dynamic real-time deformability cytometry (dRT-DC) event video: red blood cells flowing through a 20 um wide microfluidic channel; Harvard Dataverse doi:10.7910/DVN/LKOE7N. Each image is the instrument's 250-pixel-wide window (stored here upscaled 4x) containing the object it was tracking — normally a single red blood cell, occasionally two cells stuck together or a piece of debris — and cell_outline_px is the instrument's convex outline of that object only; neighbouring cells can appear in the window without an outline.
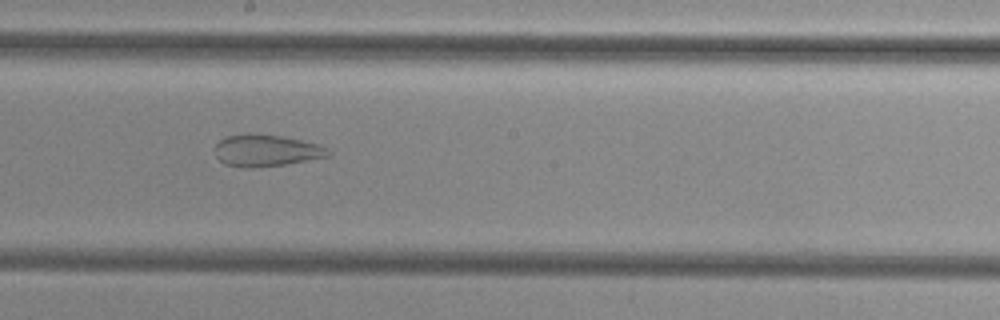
{"species": "common noctule bat (a hibernating species)", "species_latin": "Nyctalus noctula", "temperature_condition": "cold", "stored_images_in_passage": 42, "camera_frame_rate_fps": 3000, "um_per_image_px": 0.085, "animal": {"sex": "female", "body_mass_g": 29.2, "forearm_length_mm": 56.3}, "frame": {"image": 1, "passage_image": 19, "time_ms": 6.0, "image_size_px": [1000, 320], "cell_outline_px": [[332, 156], [284, 164], [256, 168], [244, 168], [224, 164], [216, 156], [212, 148], [224, 136], [280, 136], [300, 140], [316, 144], [328, 148], [332, 152]], "centroid_in_image_um": [22.63, 12.84], "position_along_channel_um": 225.6, "area_um2": 20.58}}
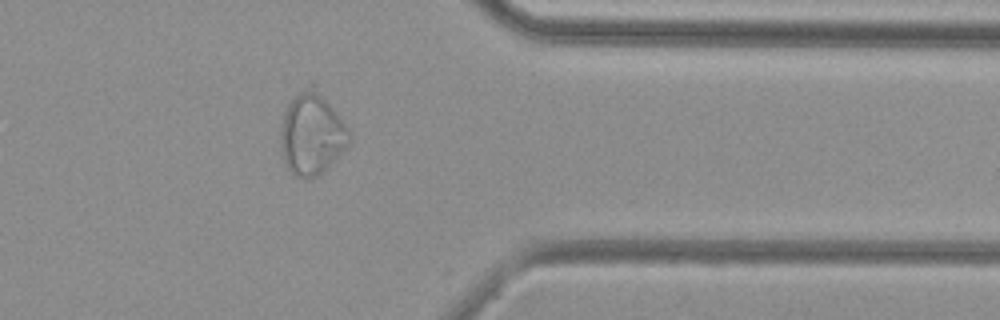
{"frame": {"image": 2, "passage_image": 32, "time_ms": 10.333, "image_size_px": [1000, 320], "cell_outline_px": [[352, 140], [328, 168], [316, 176], [304, 180], [296, 176], [288, 168], [284, 160], [280, 148], [280, 136], [284, 112], [288, 104], [308, 80], [316, 80], [352, 132]], "centroid_in_image_um": [26.55, 11.26], "position_along_channel_um": 384.9, "area_um2": 34.28}}
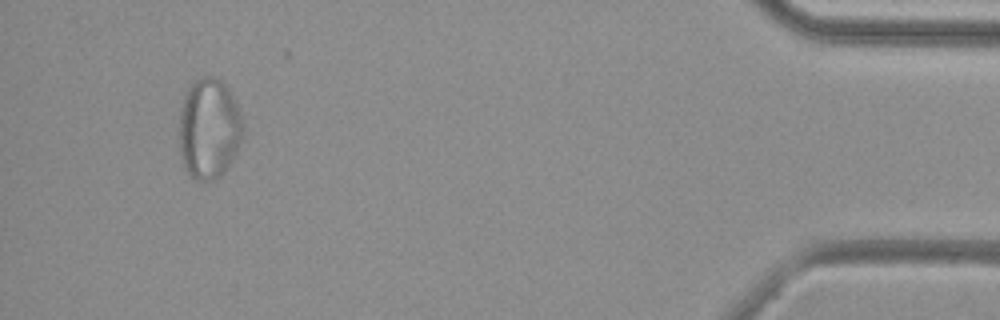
{"frame": {"image": 3, "passage_image": 39, "time_ms": 12.667, "image_size_px": [1000, 320], "cell_outline_px": [[244, 136], [232, 160], [224, 172], [220, 176], [212, 180], [196, 180], [188, 172], [184, 164], [180, 152], [180, 108], [184, 96], [188, 88], [196, 80], [204, 76], [216, 76], [228, 84], [244, 124]], "centroid_in_image_um": [17.8, 10.9], "position_along_channel_um": 417.4, "area_um2": 37.63}}